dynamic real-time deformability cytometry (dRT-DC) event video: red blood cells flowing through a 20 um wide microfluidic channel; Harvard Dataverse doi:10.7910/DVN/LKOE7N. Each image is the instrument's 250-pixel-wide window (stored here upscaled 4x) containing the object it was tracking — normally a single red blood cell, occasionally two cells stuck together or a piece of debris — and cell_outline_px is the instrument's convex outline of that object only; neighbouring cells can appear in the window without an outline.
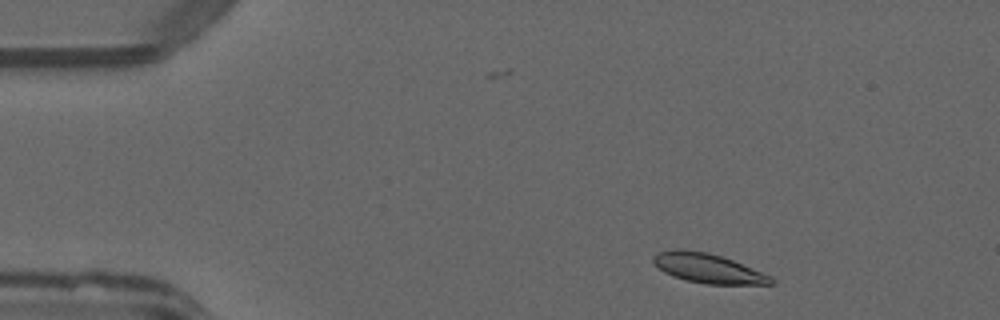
{"species": "common noctule bat (a hibernating species)", "species_latin": "Nyctalus noctula", "temperature_condition": "warm", "stored_images_in_passage": 46, "camera_frame_rate_fps": 3000, "um_per_image_px": 0.085, "animal": {"sex": "male", "forearm_length_mm": 52.5}, "frame": {"image": 1, "passage_image": 3, "time_ms": 0.667, "image_size_px": [1000, 320], "cell_outline_px": [[776, 284], [704, 284], [672, 276], [664, 272], [652, 260], [652, 256], [656, 252], [676, 248], [680, 248], [708, 252], [732, 260], [772, 276], [776, 280]], "centroid_in_image_um": [60.18, 22.79], "position_along_channel_um": 24.8, "area_um2": 20.29}}
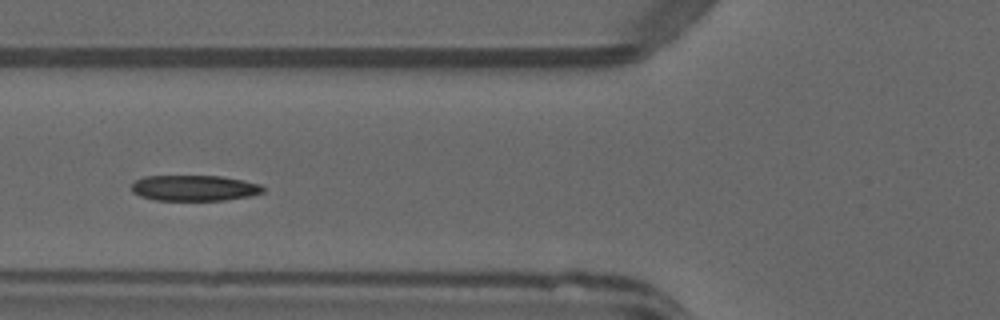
{"frame": {"image": 2, "passage_image": 15, "time_ms": 4.667, "image_size_px": [1000, 320], "cell_outline_px": [[264, 192], [252, 196], [224, 200], [156, 200], [140, 196], [132, 192], [132, 184], [136, 180], [144, 176], [220, 176], [244, 180], [260, 184], [264, 188]], "centroid_in_image_um": [16.54, 15.98], "position_along_channel_um": 109.3, "area_um2": 19.77}}
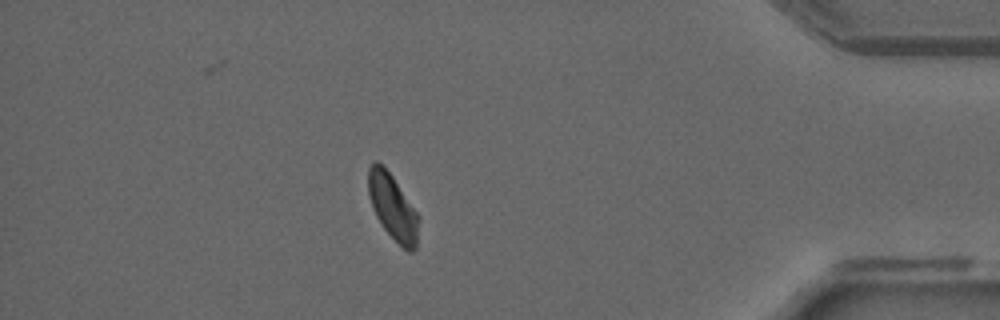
{"frame": {"image": 3, "passage_image": 40, "time_ms": 13.0, "image_size_px": [1000, 320], "cell_outline_px": [[416, 248], [412, 252], [408, 252], [384, 228], [376, 216], [372, 208], [368, 192], [368, 168], [372, 160], [376, 160], [392, 176], [416, 212]], "centroid_in_image_um": [33.31, 17.55], "position_along_channel_um": 401.9, "area_um2": 18.44}, "authors_computed_cell_mechanics": {"area_um2": 20.2878, "velocity_mm_per_s": 4.0244, "shape_relaxation_time_tau1_ms": 9.8243, "shape_relaxation_time_tau2_ms": 4.4376, "deformation_change_tau1": 0.2032, "deformation_change_tau2": 0.0902}}